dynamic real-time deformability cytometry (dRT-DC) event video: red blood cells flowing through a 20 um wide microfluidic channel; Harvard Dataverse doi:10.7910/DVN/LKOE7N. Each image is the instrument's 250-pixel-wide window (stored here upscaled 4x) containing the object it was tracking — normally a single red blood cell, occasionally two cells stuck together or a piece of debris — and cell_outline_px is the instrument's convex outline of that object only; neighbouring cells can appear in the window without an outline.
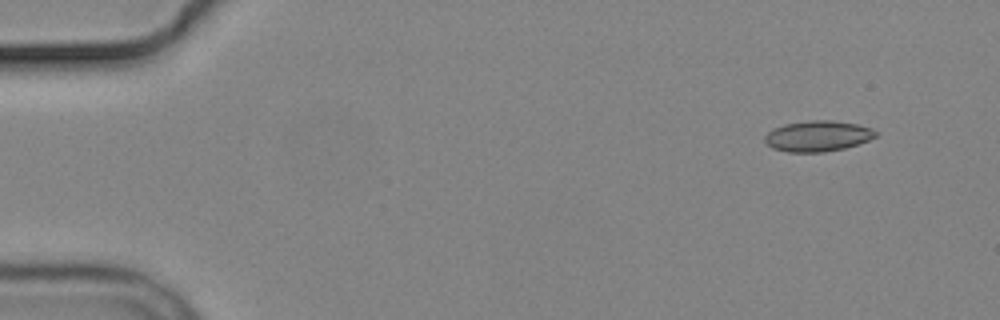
{"species": "common noctule bat (a hibernating species)", "species_latin": "Nyctalus noctula", "temperature_condition": "cold", "stored_images_in_passage": 11, "camera_frame_rate_fps": 3000, "um_per_image_px": 0.085, "animal": {"sex": "male", "body_mass_g": 19.2, "forearm_length_mm": 51.8}, "frame": {"image": 1, "passage_image": 2, "time_ms": 1.333, "image_size_px": [1000, 320], "cell_outline_px": [[876, 136], [868, 140], [844, 148], [824, 152], [788, 152], [772, 148], [764, 140], [764, 136], [772, 128], [784, 124], [812, 120], [832, 120], [856, 124], [872, 128], [876, 132]], "centroid_in_image_um": [69.47, 11.56], "position_along_channel_um": 15.5, "area_um2": 19.77}}
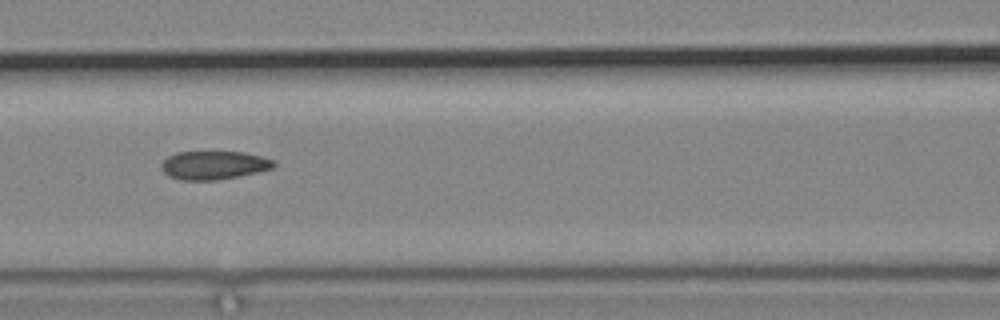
{"frame": {"image": 2, "passage_image": 7, "time_ms": 8.0, "image_size_px": [1000, 320], "cell_outline_px": [[276, 164], [272, 168], [256, 172], [216, 180], [180, 180], [168, 176], [160, 168], [160, 164], [168, 156], [176, 152], [244, 152], [276, 160]], "centroid_in_image_um": [18.14, 14.03], "position_along_channel_um": 148.5, "area_um2": 18.61}}
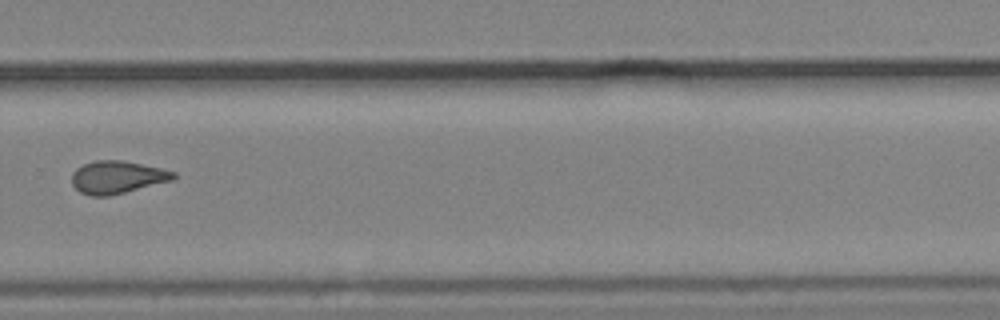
{"frame": {"image": 3, "passage_image": 11, "time_ms": 12.667, "image_size_px": [1000, 320], "cell_outline_px": [[176, 176], [172, 180], [108, 196], [92, 196], [80, 192], [72, 184], [72, 172], [76, 168], [84, 164], [96, 160], [124, 160], [160, 168], [176, 172]], "centroid_in_image_um": [9.94, 15.05], "position_along_channel_um": 319.9, "area_um2": 19.19}}